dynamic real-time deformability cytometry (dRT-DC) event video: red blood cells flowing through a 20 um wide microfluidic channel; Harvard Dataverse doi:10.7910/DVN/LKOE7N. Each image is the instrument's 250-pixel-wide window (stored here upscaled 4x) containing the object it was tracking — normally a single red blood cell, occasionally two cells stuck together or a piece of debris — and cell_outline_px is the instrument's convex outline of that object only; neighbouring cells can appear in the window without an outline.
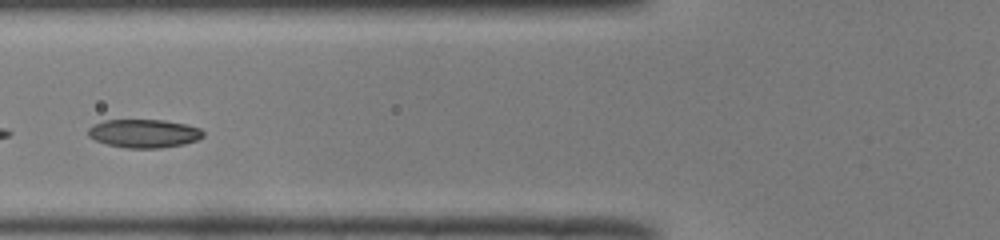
{"species": "common noctule bat (a hibernating species)", "species_latin": "Nyctalus noctula", "temperature_condition": "room temperature", "stored_images_in_passage": 44, "camera_frame_rate_fps": 3000, "um_per_image_px": 0.085, "animal": {"sex": "male", "body_mass_g": 19.0, "forearm_length_mm": 50.8}, "frame": {"image": 1, "passage_image": 13, "time_ms": 4.0, "image_size_px": [1000, 240], "cell_outline_px": [[204, 136], [196, 140], [184, 144], [160, 148], [124, 148], [108, 144], [96, 140], [88, 136], [88, 128], [92, 124], [104, 120], [164, 120], [184, 124], [200, 128], [204, 132]], "centroid_in_image_um": [12.22, 11.34], "position_along_channel_um": 113.6, "area_um2": 19.07}, "authors_computed_cell_mechanics": {"area_um2": 16.0395, "velocity_mm_per_s": 3.9826, "shape_relaxation_time_tau1_ms": null, "shape_relaxation_time_tau2_ms": 3.2036, "deformation_change_tau1": null, "deformation_change_tau2": 0.0801}}